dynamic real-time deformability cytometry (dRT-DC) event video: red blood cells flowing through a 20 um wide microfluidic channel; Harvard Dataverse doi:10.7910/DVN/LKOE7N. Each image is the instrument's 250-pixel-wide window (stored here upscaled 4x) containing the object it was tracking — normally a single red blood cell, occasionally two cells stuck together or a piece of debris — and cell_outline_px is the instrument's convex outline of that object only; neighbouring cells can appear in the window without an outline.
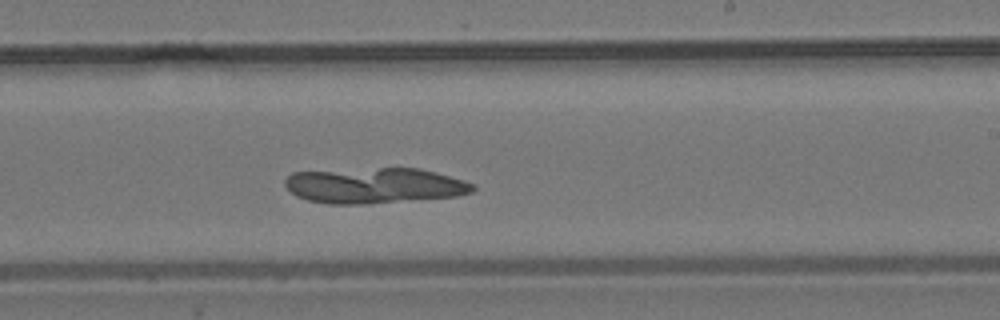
{"species": "common noctule bat (a hibernating species)", "species_latin": "Nyctalus noctula", "temperature_condition": "room temperature", "stored_images_in_passage": 43, "camera_frame_rate_fps": 3000, "um_per_image_px": 0.085, "animal": {"sex": "male", "body_mass_g": 19.2, "forearm_length_mm": 51.8}, "frame": {"image": 1, "passage_image": 24, "time_ms": 7.667, "image_size_px": [1000, 320], "cell_outline_px": [[476, 188], [472, 192], [456, 196], [368, 204], [328, 204], [308, 200], [296, 196], [284, 184], [284, 180], [292, 172], [380, 168], [420, 168], [436, 172], [464, 180], [476, 184]], "centroid_in_image_um": [31.85, 15.77], "position_along_channel_um": 257.1, "area_um2": 39.02}}
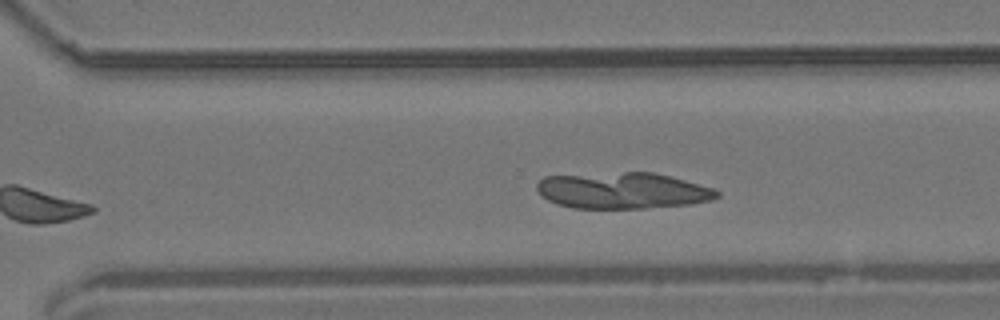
{"frame": {"image": 2, "passage_image": 29, "time_ms": 9.333, "image_size_px": [1000, 320], "cell_outline_px": [[720, 196], [712, 200], [688, 204], [644, 208], [572, 208], [556, 204], [548, 200], [536, 188], [536, 184], [544, 176], [624, 172], [652, 172], [684, 180], [712, 188], [720, 192]], "centroid_in_image_um": [52.91, 16.2], "position_along_channel_um": 317.7, "area_um2": 37.8}}